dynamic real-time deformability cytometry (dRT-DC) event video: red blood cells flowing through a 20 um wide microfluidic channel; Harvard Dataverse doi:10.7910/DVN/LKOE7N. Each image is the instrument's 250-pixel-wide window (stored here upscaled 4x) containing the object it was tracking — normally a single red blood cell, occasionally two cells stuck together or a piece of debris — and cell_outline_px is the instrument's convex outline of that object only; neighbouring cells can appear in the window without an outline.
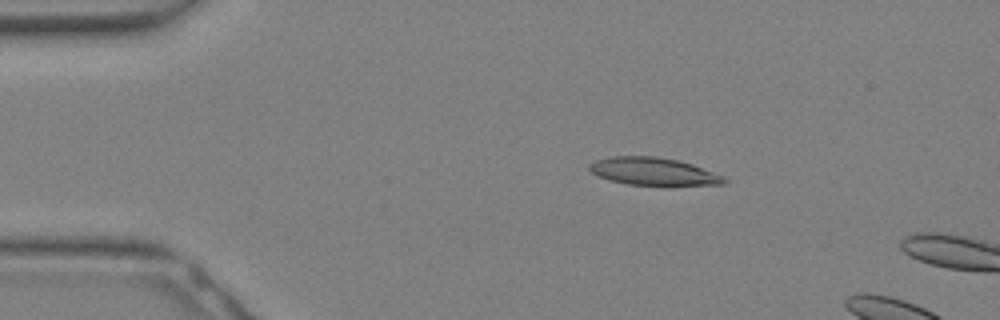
{"species": "Egyptian fruit bat (a non-hibernating species)", "species_latin": "Rousettus aegyptiacus", "temperature_condition": "warm", "stored_images_in_passage": 7, "camera_frame_rate_fps": 3000, "um_per_image_px": 0.085, "animal": {"sex": "female"}, "frame": {"image": 1, "passage_image": 5, "time_ms": 1.333, "image_size_px": [1000, 320], "cell_outline_px": [[728, 180], [724, 184], [628, 184], [612, 180], [600, 176], [592, 172], [588, 168], [588, 164], [596, 160], [612, 156], [656, 156], [676, 160], [692, 164], [724, 176]], "centroid_in_image_um": [55.52, 14.55], "position_along_channel_um": 29.5, "area_um2": 21.1}}